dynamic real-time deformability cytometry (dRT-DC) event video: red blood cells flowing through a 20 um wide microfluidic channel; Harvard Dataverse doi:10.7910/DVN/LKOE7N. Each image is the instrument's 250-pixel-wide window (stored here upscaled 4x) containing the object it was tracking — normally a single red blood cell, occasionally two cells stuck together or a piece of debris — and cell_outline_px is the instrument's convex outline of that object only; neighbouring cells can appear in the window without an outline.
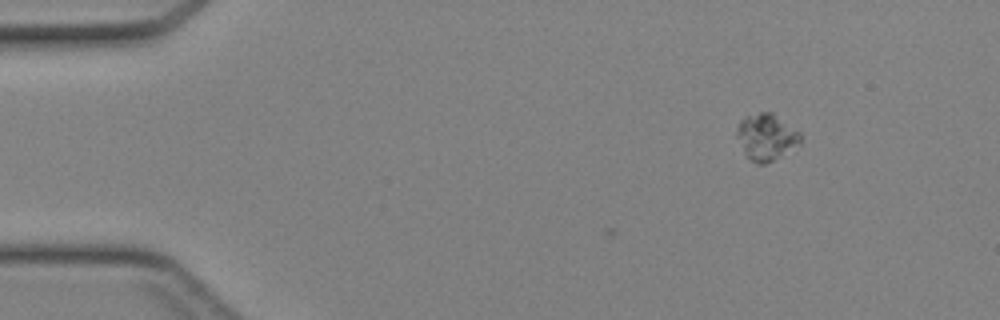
{"species": "Egyptian fruit bat (a non-hibernating species)", "species_latin": "Rousettus aegyptiacus", "temperature_condition": "cold", "stored_images_in_passage": 3, "camera_frame_rate_fps": 3000, "um_per_image_px": 0.085, "animal": {"sex": "female"}, "frame": {"image": 1, "passage_image": 1, "time_ms": 0.0, "image_size_px": [1000, 320], "cell_outline_px": [[800, 144], [772, 160], [764, 164], [756, 164], [744, 152], [736, 136], [736, 132], [740, 120], [744, 116], [760, 112], [772, 112], [800, 132]], "centroid_in_image_um": [65.12, 11.62], "position_along_channel_um": 19.9, "area_um2": 16.99}}